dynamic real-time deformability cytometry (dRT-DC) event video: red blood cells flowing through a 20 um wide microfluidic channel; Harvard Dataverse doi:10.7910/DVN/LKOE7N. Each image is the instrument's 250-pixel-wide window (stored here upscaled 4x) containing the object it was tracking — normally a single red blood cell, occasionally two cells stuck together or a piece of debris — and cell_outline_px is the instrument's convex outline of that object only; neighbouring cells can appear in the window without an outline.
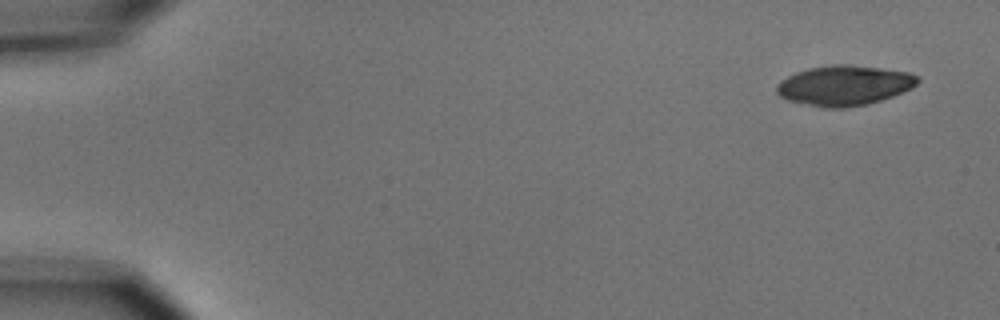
{"species": "common noctule bat (a hibernating species)", "species_latin": "Nyctalus noctula", "temperature_condition": "cold", "stored_images_in_passage": 10, "camera_frame_rate_fps": 3000, "um_per_image_px": 0.085, "animal": {"sex": "male", "body_mass_g": 15.6}, "frame": {"image": 1, "passage_image": 1, "time_ms": 0.0, "image_size_px": [1000, 320], "cell_outline_px": [[920, 80], [912, 88], [892, 96], [868, 104], [844, 108], [828, 108], [788, 100], [780, 96], [776, 92], [776, 84], [780, 80], [796, 72], [808, 68], [832, 64], [848, 64], [880, 68], [908, 72], [920, 76]], "centroid_in_image_um": [71.76, 7.25], "position_along_channel_um": 13.2, "area_um2": 32.89}}
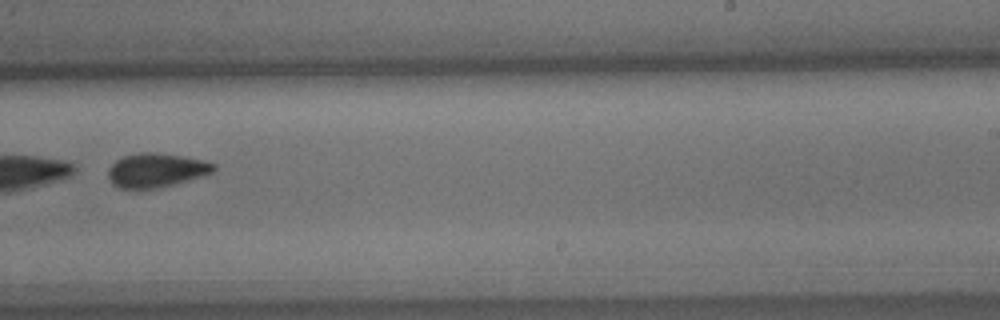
{"frame": {"image": 2, "passage_image": 10, "time_ms": 10.667, "image_size_px": [1000, 320], "cell_outline_px": [[216, 168], [212, 172], [204, 176], [176, 184], [152, 188], [120, 188], [112, 184], [108, 176], [108, 168], [116, 160], [124, 156], [140, 152], [156, 152], [184, 156], [204, 160], [216, 164]], "centroid_in_image_um": [13.3, 14.46], "position_along_channel_um": 275.7, "area_um2": 21.04}}